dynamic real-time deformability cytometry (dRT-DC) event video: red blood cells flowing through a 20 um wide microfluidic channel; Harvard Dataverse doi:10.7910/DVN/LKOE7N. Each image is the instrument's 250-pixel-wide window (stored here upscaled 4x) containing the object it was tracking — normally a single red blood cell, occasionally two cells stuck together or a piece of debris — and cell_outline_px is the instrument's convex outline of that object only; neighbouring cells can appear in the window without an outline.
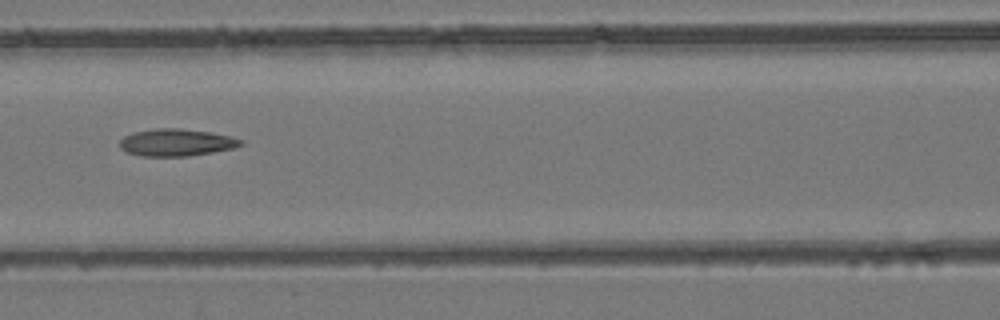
{"species": "common noctule bat (a hibernating species)", "species_latin": "Nyctalus noctula", "temperature_condition": "room temperature", "stored_images_in_passage": 10, "camera_frame_rate_fps": 3000, "um_per_image_px": 0.085, "animal": {"sex": "female", "body_mass_g": 24.6, "forearm_length_mm": 56.2}, "frame": {"image": 1, "passage_image": 6, "time_ms": 7.0, "image_size_px": [1000, 320], "cell_outline_px": [[244, 144], [232, 148], [212, 152], [188, 156], [140, 156], [124, 152], [120, 148], [120, 140], [124, 136], [132, 132], [156, 128], [180, 128], [212, 132], [232, 136], [244, 140]], "centroid_in_image_um": [14.98, 12.1], "position_along_channel_um": 151.6, "area_um2": 19.42}}
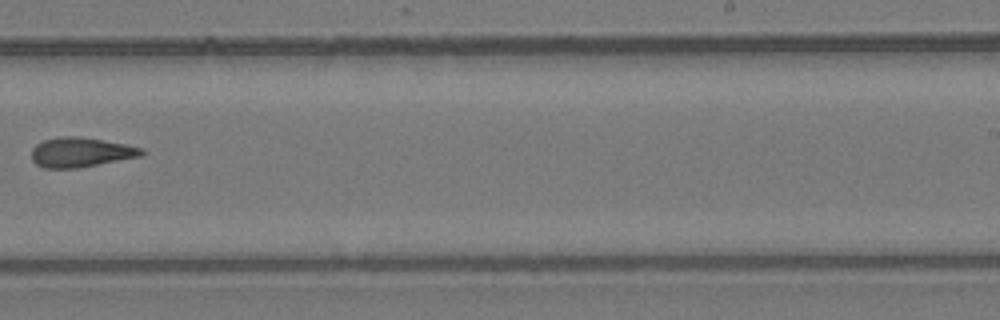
{"frame": {"image": 2, "passage_image": 9, "time_ms": 10.333, "image_size_px": [1000, 320], "cell_outline_px": [[144, 152], [140, 156], [80, 168], [44, 168], [36, 164], [32, 160], [32, 148], [36, 144], [44, 140], [60, 136], [80, 136], [124, 144], [140, 148]], "centroid_in_image_um": [6.81, 12.94], "position_along_channel_um": 282.2, "area_um2": 18.9}}
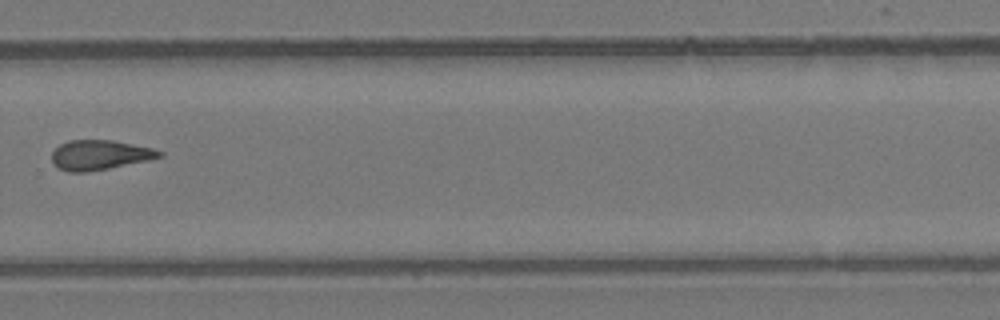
{"frame": {"image": 3, "passage_image": 10, "time_ms": 11.333, "image_size_px": [1000, 320], "cell_outline_px": [[164, 156], [148, 160], [88, 172], [68, 172], [56, 168], [52, 164], [52, 152], [60, 144], [68, 140], [112, 140], [152, 148], [164, 152]], "centroid_in_image_um": [8.44, 13.18], "position_along_channel_um": 321.4, "area_um2": 18.73}}